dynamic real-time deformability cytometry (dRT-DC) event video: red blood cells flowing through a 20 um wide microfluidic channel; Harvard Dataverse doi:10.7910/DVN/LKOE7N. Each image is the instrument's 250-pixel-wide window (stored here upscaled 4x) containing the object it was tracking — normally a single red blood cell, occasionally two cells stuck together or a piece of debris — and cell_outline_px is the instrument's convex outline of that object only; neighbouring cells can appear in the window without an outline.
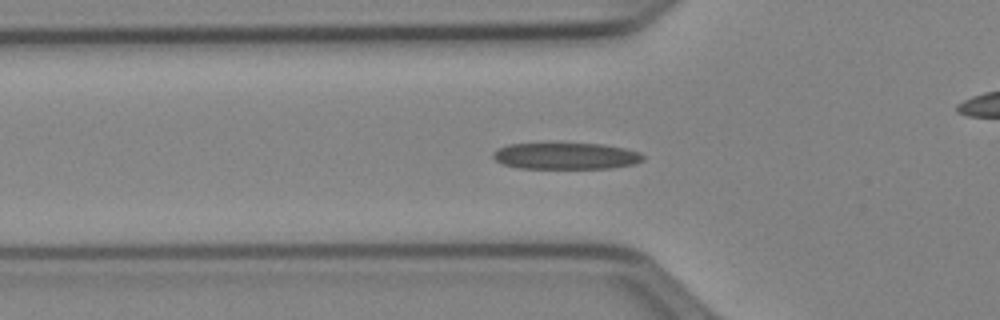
{"species": "Egyptian fruit bat (a non-hibernating species)", "species_latin": "Rousettus aegyptiacus", "temperature_condition": "cold", "stored_images_in_passage": 41, "camera_frame_rate_fps": 3000, "um_per_image_px": 0.085, "animal": {"sex": "female"}, "frame": {"image": 1, "passage_image": 11, "time_ms": 3.333, "image_size_px": [1000, 320], "cell_outline_px": [[644, 160], [636, 164], [612, 168], [516, 168], [504, 164], [496, 160], [492, 156], [492, 152], [496, 148], [508, 144], [600, 144], [624, 148], [640, 152], [644, 156]], "centroid_in_image_um": [48.1, 13.27], "position_along_channel_um": 77.7, "area_um2": 23.18}}
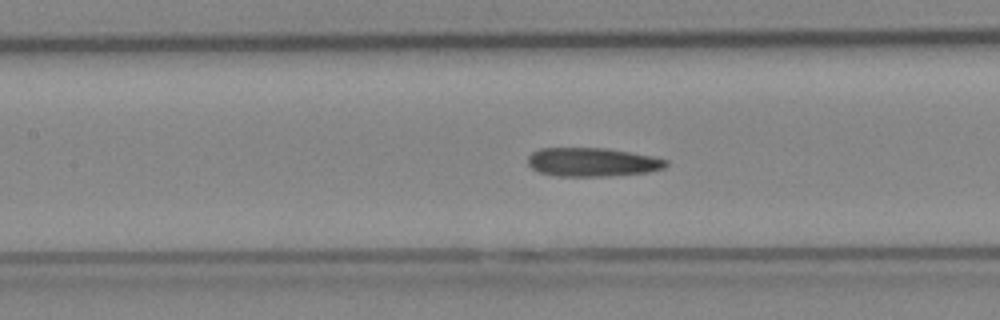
{"frame": {"image": 2, "passage_image": 17, "time_ms": 5.333, "image_size_px": [1000, 320], "cell_outline_px": [[668, 164], [664, 168], [648, 172], [608, 176], [556, 176], [540, 172], [532, 168], [528, 164], [528, 156], [532, 152], [540, 148], [608, 148], [652, 156], [668, 160]], "centroid_in_image_um": [50.35, 13.77], "position_along_channel_um": 157.1, "area_um2": 23.18}}
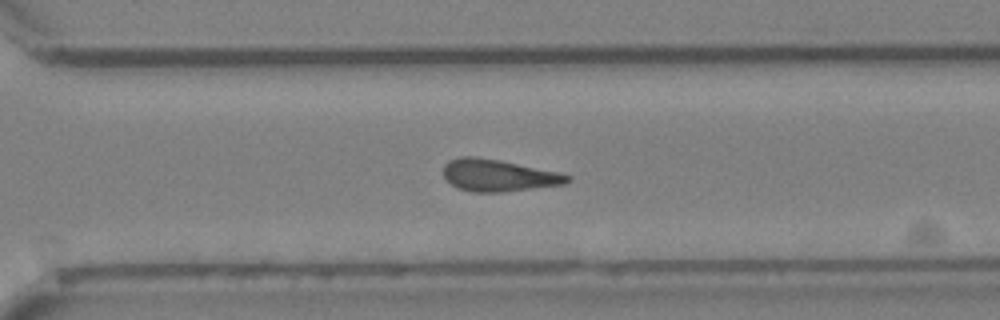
{"frame": {"image": 3, "passage_image": 30, "time_ms": 9.667, "image_size_px": [1000, 320], "cell_outline_px": [[572, 180], [564, 184], [500, 192], [472, 192], [456, 188], [444, 180], [444, 164], [448, 160], [460, 156], [476, 156], [560, 172], [572, 176]], "centroid_in_image_um": [42.32, 14.91], "position_along_channel_um": 328.3, "area_um2": 23.18}, "authors_computed_cell_mechanics": {"area_um2": 23.1778, "velocity_mm_per_s": 3.9591, "shape_relaxation_time_tau1_ms": 4.7075, "shape_relaxation_time_tau2_ms": 7.0028, "deformation_change_tau1": 0.1388, "deformation_change_tau2": 0.2145}}